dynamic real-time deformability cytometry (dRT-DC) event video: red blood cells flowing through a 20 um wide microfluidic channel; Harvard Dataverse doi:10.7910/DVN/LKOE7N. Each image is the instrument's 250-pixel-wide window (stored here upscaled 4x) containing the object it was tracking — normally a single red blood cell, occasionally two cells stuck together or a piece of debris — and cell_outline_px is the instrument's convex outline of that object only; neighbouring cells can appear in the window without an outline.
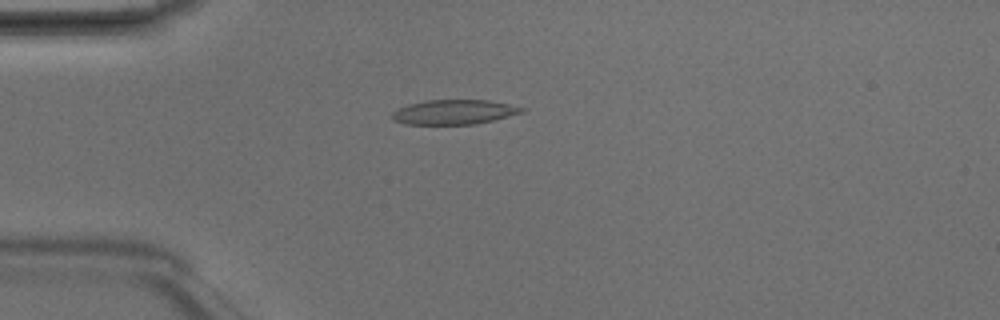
{"species": "Egyptian fruit bat (a non-hibernating species)", "species_latin": "Rousettus aegyptiacus", "temperature_condition": "room temperature", "stored_images_in_passage": 5, "camera_frame_rate_fps": 3000, "um_per_image_px": 0.085, "animal": {"sex": "male"}, "frame": {"image": 1, "passage_image": 4, "time_ms": 1.0, "image_size_px": [1000, 320], "cell_outline_px": [[528, 108], [524, 112], [476, 124], [404, 124], [392, 120], [392, 112], [408, 104], [428, 100], [488, 100]], "centroid_in_image_um": [38.6, 9.52], "position_along_channel_um": 46.4, "area_um2": 18.55}}